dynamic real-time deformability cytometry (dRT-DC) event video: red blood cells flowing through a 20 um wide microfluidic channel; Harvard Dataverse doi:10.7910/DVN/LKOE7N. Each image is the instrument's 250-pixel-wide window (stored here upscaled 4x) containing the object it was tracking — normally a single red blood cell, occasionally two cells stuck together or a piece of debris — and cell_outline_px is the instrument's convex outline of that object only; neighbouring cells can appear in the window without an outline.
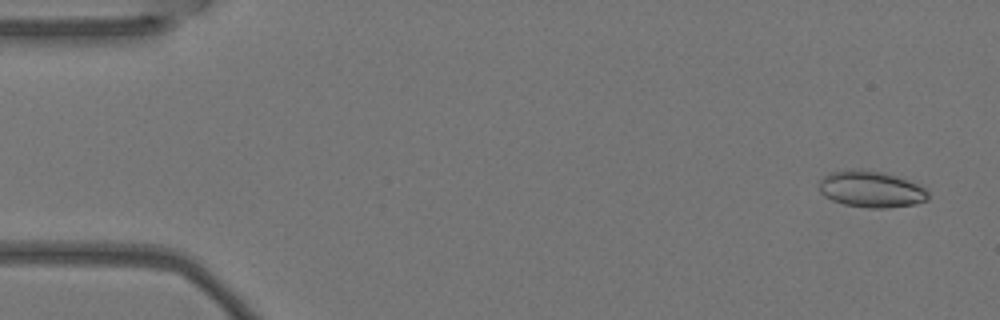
{"species": "Egyptian fruit bat (a non-hibernating species)", "species_latin": "Rousettus aegyptiacus", "temperature_condition": "warm", "stored_images_in_passage": 2, "camera_frame_rate_fps": 3000, "um_per_image_px": 0.085, "animal": {"sex": "female"}, "frame": {"image": 1, "passage_image": 2, "time_ms": 0.333, "image_size_px": [1000, 320], "cell_outline_px": [[928, 200], [916, 204], [888, 208], [864, 208], [844, 204], [832, 200], [824, 196], [820, 192], [816, 184], [824, 176], [832, 172], [852, 168], [864, 168], [884, 172], [908, 180], [924, 188], [928, 192]], "centroid_in_image_um": [74.0, 16.07], "position_along_channel_um": 11.0, "area_um2": 23.58}}